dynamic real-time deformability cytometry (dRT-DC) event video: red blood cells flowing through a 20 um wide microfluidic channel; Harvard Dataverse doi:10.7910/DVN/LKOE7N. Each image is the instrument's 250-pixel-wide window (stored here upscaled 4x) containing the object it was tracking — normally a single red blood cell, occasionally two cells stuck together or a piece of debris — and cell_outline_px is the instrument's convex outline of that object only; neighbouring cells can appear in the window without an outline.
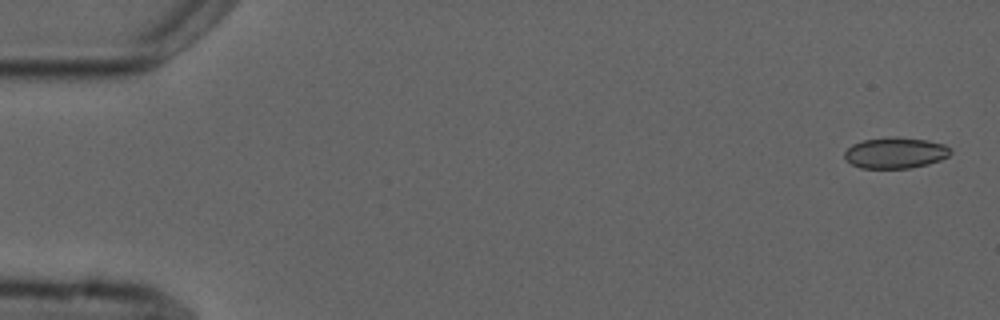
{"species": "common noctule bat (a hibernating species)", "species_latin": "Nyctalus noctula", "temperature_condition": "cold", "stored_images_in_passage": 4, "camera_frame_rate_fps": 3000, "um_per_image_px": 0.085, "animal": {"sex": "male", "forearm_length_mm": 52.5}, "frame": {"image": 1, "passage_image": 1, "time_ms": 0.0, "image_size_px": [1000, 320], "cell_outline_px": [[952, 152], [948, 156], [940, 160], [928, 164], [908, 168], [860, 168], [852, 164], [844, 156], [844, 152], [852, 144], [864, 140], [892, 136], [896, 136], [928, 140], [944, 144], [952, 148]], "centroid_in_image_um": [76.14, 12.98], "position_along_channel_um": 8.9, "area_um2": 19.25}}